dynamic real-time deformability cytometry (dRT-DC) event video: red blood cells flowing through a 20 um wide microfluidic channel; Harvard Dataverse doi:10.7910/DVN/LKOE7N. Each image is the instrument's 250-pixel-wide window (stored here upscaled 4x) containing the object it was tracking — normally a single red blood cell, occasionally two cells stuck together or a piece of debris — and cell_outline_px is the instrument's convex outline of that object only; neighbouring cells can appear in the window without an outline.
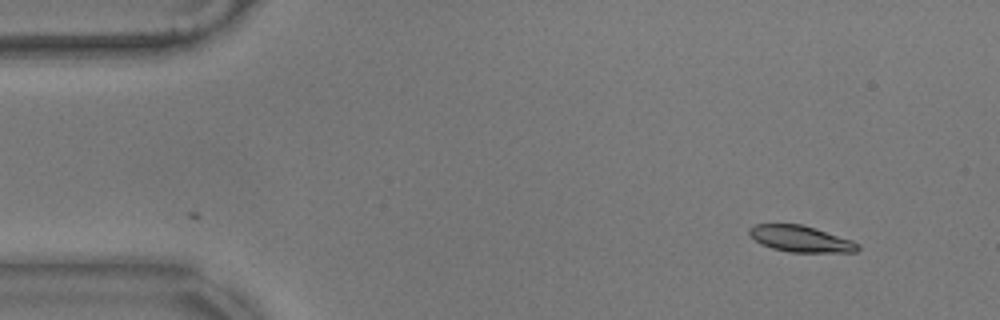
{"species": "common noctule bat (a hibernating species)", "species_latin": "Nyctalus noctula", "temperature_condition": "warm", "stored_images_in_passage": 54, "segment_of_instrument_passage": [1, 2], "camera_frame_rate_fps": 3000, "um_per_image_px": 0.085, "animal": {"sex": "male", "body_mass_g": 17.9}, "frame": {"image": 1, "passage_image": 1, "time_ms": 0.0, "image_size_px": [1000, 320], "cell_outline_px": [[860, 248], [856, 252], [788, 252], [772, 248], [760, 244], [748, 232], [748, 228], [756, 224], [800, 224], [852, 240], [860, 244]], "centroid_in_image_um": [68.05, 20.31], "position_along_channel_um": 16.9, "area_um2": 16.47}}
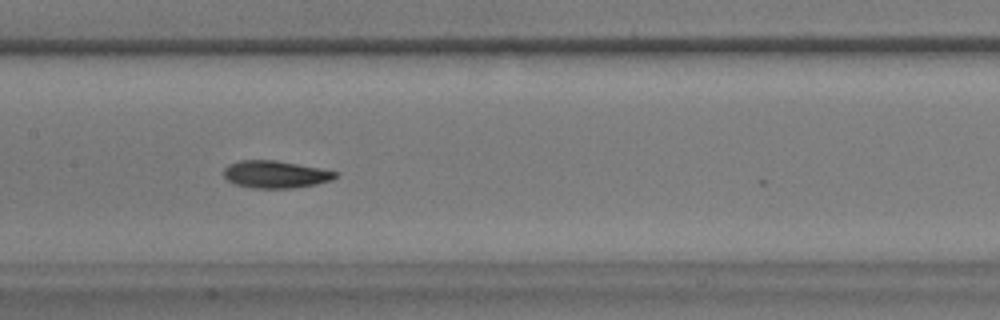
{"frame": {"image": 2, "passage_image": 23, "time_ms": 7.333, "image_size_px": [1000, 320], "cell_outline_px": [[336, 176], [332, 180], [316, 184], [292, 188], [252, 188], [236, 184], [228, 180], [224, 176], [224, 168], [228, 164], [240, 160], [276, 160], [320, 168], [336, 172]], "centroid_in_image_um": [23.39, 14.81], "position_along_channel_um": 184.0, "area_um2": 17.69}}
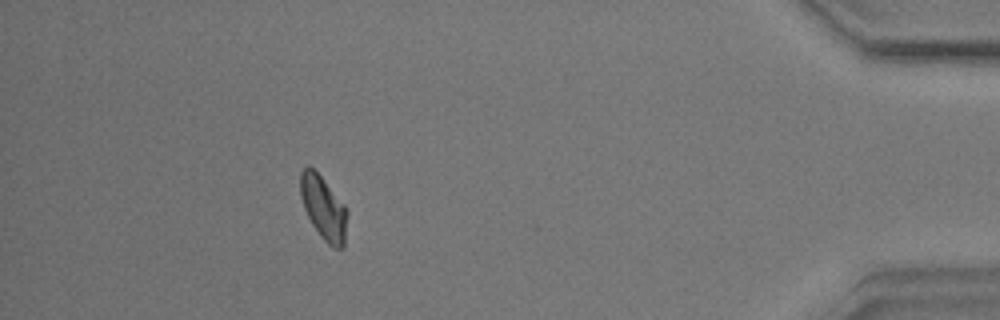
{"frame": {"image": 3, "passage_image": 47, "time_ms": 15.333, "image_size_px": [1000, 320], "cell_outline_px": [[348, 216], [344, 248], [332, 248], [320, 236], [312, 224], [304, 208], [300, 196], [300, 172], [308, 164], [320, 176], [344, 204], [348, 212]], "centroid_in_image_um": [27.51, 17.7], "position_along_channel_um": 407.7, "area_um2": 17.4}}